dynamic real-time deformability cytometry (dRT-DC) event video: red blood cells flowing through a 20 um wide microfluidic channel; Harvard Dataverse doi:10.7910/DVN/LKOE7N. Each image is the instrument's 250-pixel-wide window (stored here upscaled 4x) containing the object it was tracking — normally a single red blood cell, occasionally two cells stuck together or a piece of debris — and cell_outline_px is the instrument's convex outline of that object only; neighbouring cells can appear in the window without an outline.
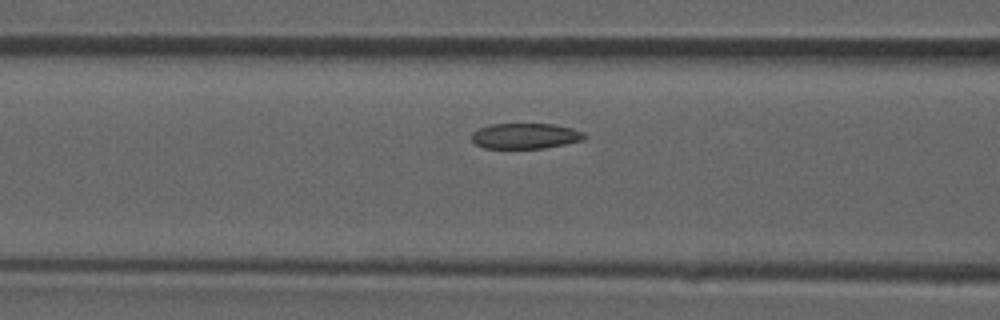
{"species": "common noctule bat (a hibernating species)", "species_latin": "Nyctalus noctula", "temperature_condition": "room temperature", "stored_images_in_passage": 4, "camera_frame_rate_fps": 3000, "um_per_image_px": 0.085, "animal": {"sex": "male", "forearm_length_mm": 52.5}, "frame": {"image": 1, "passage_image": 4, "time_ms": 4.333, "image_size_px": [1000, 320], "cell_outline_px": [[588, 136], [584, 140], [544, 148], [484, 148], [476, 144], [472, 140], [472, 132], [480, 128], [492, 124], [552, 124], [572, 128], [584, 132]], "centroid_in_image_um": [44.68, 11.56], "position_along_channel_um": 121.9, "area_um2": 16.76}}